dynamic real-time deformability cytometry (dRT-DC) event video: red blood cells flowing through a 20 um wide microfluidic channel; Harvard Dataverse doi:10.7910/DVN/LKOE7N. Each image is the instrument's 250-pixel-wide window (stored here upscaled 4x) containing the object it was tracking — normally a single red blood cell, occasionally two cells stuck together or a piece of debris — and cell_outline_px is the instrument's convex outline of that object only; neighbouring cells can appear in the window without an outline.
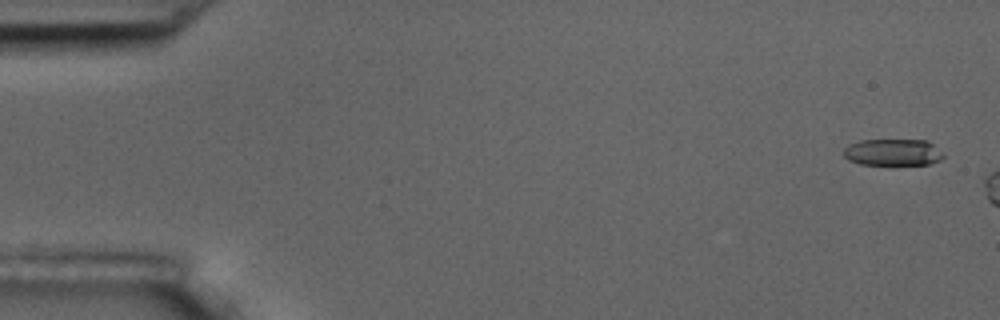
{"species": "common noctule bat (a hibernating species)", "species_latin": "Nyctalus noctula", "temperature_condition": "room temperature", "stored_images_in_passage": 3, "camera_frame_rate_fps": 3000, "um_per_image_px": 0.085, "animal": {"sex": "male", "body_mass_g": 17.5, "forearm_length_mm": 52.3}, "frame": {"image": 1, "passage_image": 1, "time_ms": 0.0, "image_size_px": [1000, 320], "cell_outline_px": [[944, 156], [940, 160], [928, 164], [860, 164], [848, 160], [844, 156], [844, 148], [848, 144], [860, 140], [928, 140]], "centroid_in_image_um": [75.85, 12.94], "position_along_channel_um": 9.2, "area_um2": 15.37}}